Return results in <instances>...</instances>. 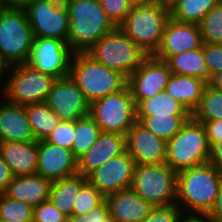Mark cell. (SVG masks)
I'll return each mask as SVG.
<instances>
[{
    "mask_svg": "<svg viewBox=\"0 0 222 222\" xmlns=\"http://www.w3.org/2000/svg\"><path fill=\"white\" fill-rule=\"evenodd\" d=\"M222 174L209 162L177 173L176 205L184 212L210 213Z\"/></svg>",
    "mask_w": 222,
    "mask_h": 222,
    "instance_id": "obj_1",
    "label": "cell"
},
{
    "mask_svg": "<svg viewBox=\"0 0 222 222\" xmlns=\"http://www.w3.org/2000/svg\"><path fill=\"white\" fill-rule=\"evenodd\" d=\"M68 11V45L75 53L86 52L116 26L108 18L99 0H63Z\"/></svg>",
    "mask_w": 222,
    "mask_h": 222,
    "instance_id": "obj_2",
    "label": "cell"
},
{
    "mask_svg": "<svg viewBox=\"0 0 222 222\" xmlns=\"http://www.w3.org/2000/svg\"><path fill=\"white\" fill-rule=\"evenodd\" d=\"M69 75L89 103L116 93L127 85L125 76L95 61L86 52L74 53Z\"/></svg>",
    "mask_w": 222,
    "mask_h": 222,
    "instance_id": "obj_3",
    "label": "cell"
},
{
    "mask_svg": "<svg viewBox=\"0 0 222 222\" xmlns=\"http://www.w3.org/2000/svg\"><path fill=\"white\" fill-rule=\"evenodd\" d=\"M170 18V9L162 2L132 5L124 21L118 26L146 53L152 55L159 48L163 31Z\"/></svg>",
    "mask_w": 222,
    "mask_h": 222,
    "instance_id": "obj_4",
    "label": "cell"
},
{
    "mask_svg": "<svg viewBox=\"0 0 222 222\" xmlns=\"http://www.w3.org/2000/svg\"><path fill=\"white\" fill-rule=\"evenodd\" d=\"M86 53L126 78L149 55L118 27L101 37Z\"/></svg>",
    "mask_w": 222,
    "mask_h": 222,
    "instance_id": "obj_5",
    "label": "cell"
},
{
    "mask_svg": "<svg viewBox=\"0 0 222 222\" xmlns=\"http://www.w3.org/2000/svg\"><path fill=\"white\" fill-rule=\"evenodd\" d=\"M210 158V146L202 123L192 117L167 142L166 164L176 173L206 164Z\"/></svg>",
    "mask_w": 222,
    "mask_h": 222,
    "instance_id": "obj_6",
    "label": "cell"
},
{
    "mask_svg": "<svg viewBox=\"0 0 222 222\" xmlns=\"http://www.w3.org/2000/svg\"><path fill=\"white\" fill-rule=\"evenodd\" d=\"M33 40L24 8L6 6L0 15V57L10 66L27 63Z\"/></svg>",
    "mask_w": 222,
    "mask_h": 222,
    "instance_id": "obj_7",
    "label": "cell"
},
{
    "mask_svg": "<svg viewBox=\"0 0 222 222\" xmlns=\"http://www.w3.org/2000/svg\"><path fill=\"white\" fill-rule=\"evenodd\" d=\"M55 78L41 73L28 63L12 65L0 96L7 102L27 106L43 103Z\"/></svg>",
    "mask_w": 222,
    "mask_h": 222,
    "instance_id": "obj_8",
    "label": "cell"
},
{
    "mask_svg": "<svg viewBox=\"0 0 222 222\" xmlns=\"http://www.w3.org/2000/svg\"><path fill=\"white\" fill-rule=\"evenodd\" d=\"M177 173L166 163L136 164L131 188L153 206L176 204Z\"/></svg>",
    "mask_w": 222,
    "mask_h": 222,
    "instance_id": "obj_9",
    "label": "cell"
},
{
    "mask_svg": "<svg viewBox=\"0 0 222 222\" xmlns=\"http://www.w3.org/2000/svg\"><path fill=\"white\" fill-rule=\"evenodd\" d=\"M89 115L102 132L126 136L137 121L136 105L128 85L90 103Z\"/></svg>",
    "mask_w": 222,
    "mask_h": 222,
    "instance_id": "obj_10",
    "label": "cell"
},
{
    "mask_svg": "<svg viewBox=\"0 0 222 222\" xmlns=\"http://www.w3.org/2000/svg\"><path fill=\"white\" fill-rule=\"evenodd\" d=\"M24 10L34 37L57 38L68 42L69 18L63 0H34Z\"/></svg>",
    "mask_w": 222,
    "mask_h": 222,
    "instance_id": "obj_11",
    "label": "cell"
},
{
    "mask_svg": "<svg viewBox=\"0 0 222 222\" xmlns=\"http://www.w3.org/2000/svg\"><path fill=\"white\" fill-rule=\"evenodd\" d=\"M74 53L64 40L34 37L27 63L45 75L63 78L70 74Z\"/></svg>",
    "mask_w": 222,
    "mask_h": 222,
    "instance_id": "obj_12",
    "label": "cell"
},
{
    "mask_svg": "<svg viewBox=\"0 0 222 222\" xmlns=\"http://www.w3.org/2000/svg\"><path fill=\"white\" fill-rule=\"evenodd\" d=\"M172 75L168 64L153 54L148 55L142 64L127 78L136 107L145 99L162 91Z\"/></svg>",
    "mask_w": 222,
    "mask_h": 222,
    "instance_id": "obj_13",
    "label": "cell"
},
{
    "mask_svg": "<svg viewBox=\"0 0 222 222\" xmlns=\"http://www.w3.org/2000/svg\"><path fill=\"white\" fill-rule=\"evenodd\" d=\"M44 103L62 121H75L89 114L90 103L70 75L54 80Z\"/></svg>",
    "mask_w": 222,
    "mask_h": 222,
    "instance_id": "obj_14",
    "label": "cell"
},
{
    "mask_svg": "<svg viewBox=\"0 0 222 222\" xmlns=\"http://www.w3.org/2000/svg\"><path fill=\"white\" fill-rule=\"evenodd\" d=\"M135 161L125 151L111 158L104 165L93 171L87 178L104 196L131 188Z\"/></svg>",
    "mask_w": 222,
    "mask_h": 222,
    "instance_id": "obj_15",
    "label": "cell"
},
{
    "mask_svg": "<svg viewBox=\"0 0 222 222\" xmlns=\"http://www.w3.org/2000/svg\"><path fill=\"white\" fill-rule=\"evenodd\" d=\"M126 151L135 164H164L167 142L136 121L126 134Z\"/></svg>",
    "mask_w": 222,
    "mask_h": 222,
    "instance_id": "obj_16",
    "label": "cell"
},
{
    "mask_svg": "<svg viewBox=\"0 0 222 222\" xmlns=\"http://www.w3.org/2000/svg\"><path fill=\"white\" fill-rule=\"evenodd\" d=\"M202 45L198 24L179 22L170 17L163 31L162 42L153 55L166 61L170 56L201 48Z\"/></svg>",
    "mask_w": 222,
    "mask_h": 222,
    "instance_id": "obj_17",
    "label": "cell"
},
{
    "mask_svg": "<svg viewBox=\"0 0 222 222\" xmlns=\"http://www.w3.org/2000/svg\"><path fill=\"white\" fill-rule=\"evenodd\" d=\"M77 173L78 163L72 150L45 140L38 141V175L55 181Z\"/></svg>",
    "mask_w": 222,
    "mask_h": 222,
    "instance_id": "obj_18",
    "label": "cell"
},
{
    "mask_svg": "<svg viewBox=\"0 0 222 222\" xmlns=\"http://www.w3.org/2000/svg\"><path fill=\"white\" fill-rule=\"evenodd\" d=\"M126 151V136L119 133L101 132L96 142L78 160V174L88 177L111 158Z\"/></svg>",
    "mask_w": 222,
    "mask_h": 222,
    "instance_id": "obj_19",
    "label": "cell"
},
{
    "mask_svg": "<svg viewBox=\"0 0 222 222\" xmlns=\"http://www.w3.org/2000/svg\"><path fill=\"white\" fill-rule=\"evenodd\" d=\"M110 218L114 222H142L154 207L127 188L105 196Z\"/></svg>",
    "mask_w": 222,
    "mask_h": 222,
    "instance_id": "obj_20",
    "label": "cell"
},
{
    "mask_svg": "<svg viewBox=\"0 0 222 222\" xmlns=\"http://www.w3.org/2000/svg\"><path fill=\"white\" fill-rule=\"evenodd\" d=\"M0 156L14 176L37 174L38 141H0Z\"/></svg>",
    "mask_w": 222,
    "mask_h": 222,
    "instance_id": "obj_21",
    "label": "cell"
},
{
    "mask_svg": "<svg viewBox=\"0 0 222 222\" xmlns=\"http://www.w3.org/2000/svg\"><path fill=\"white\" fill-rule=\"evenodd\" d=\"M2 100L0 101V141H34L25 106L9 103L3 98Z\"/></svg>",
    "mask_w": 222,
    "mask_h": 222,
    "instance_id": "obj_22",
    "label": "cell"
},
{
    "mask_svg": "<svg viewBox=\"0 0 222 222\" xmlns=\"http://www.w3.org/2000/svg\"><path fill=\"white\" fill-rule=\"evenodd\" d=\"M52 181L38 174L14 176L4 194L32 207L48 201Z\"/></svg>",
    "mask_w": 222,
    "mask_h": 222,
    "instance_id": "obj_23",
    "label": "cell"
},
{
    "mask_svg": "<svg viewBox=\"0 0 222 222\" xmlns=\"http://www.w3.org/2000/svg\"><path fill=\"white\" fill-rule=\"evenodd\" d=\"M208 82L203 79L173 74L166 85L165 92L183 104L192 114L198 107Z\"/></svg>",
    "mask_w": 222,
    "mask_h": 222,
    "instance_id": "obj_24",
    "label": "cell"
},
{
    "mask_svg": "<svg viewBox=\"0 0 222 222\" xmlns=\"http://www.w3.org/2000/svg\"><path fill=\"white\" fill-rule=\"evenodd\" d=\"M87 181V177L78 173L52 181L49 200L64 215L73 217L74 203L77 195Z\"/></svg>",
    "mask_w": 222,
    "mask_h": 222,
    "instance_id": "obj_25",
    "label": "cell"
},
{
    "mask_svg": "<svg viewBox=\"0 0 222 222\" xmlns=\"http://www.w3.org/2000/svg\"><path fill=\"white\" fill-rule=\"evenodd\" d=\"M165 62L173 74L197 77L208 82V72L202 47L170 56Z\"/></svg>",
    "mask_w": 222,
    "mask_h": 222,
    "instance_id": "obj_26",
    "label": "cell"
},
{
    "mask_svg": "<svg viewBox=\"0 0 222 222\" xmlns=\"http://www.w3.org/2000/svg\"><path fill=\"white\" fill-rule=\"evenodd\" d=\"M25 112L36 141L45 140L62 121L44 102L25 106Z\"/></svg>",
    "mask_w": 222,
    "mask_h": 222,
    "instance_id": "obj_27",
    "label": "cell"
},
{
    "mask_svg": "<svg viewBox=\"0 0 222 222\" xmlns=\"http://www.w3.org/2000/svg\"><path fill=\"white\" fill-rule=\"evenodd\" d=\"M190 118L191 115L168 114L137 116V121L154 135L168 142Z\"/></svg>",
    "mask_w": 222,
    "mask_h": 222,
    "instance_id": "obj_28",
    "label": "cell"
},
{
    "mask_svg": "<svg viewBox=\"0 0 222 222\" xmlns=\"http://www.w3.org/2000/svg\"><path fill=\"white\" fill-rule=\"evenodd\" d=\"M220 0H176L169 6L170 17L179 22L198 24Z\"/></svg>",
    "mask_w": 222,
    "mask_h": 222,
    "instance_id": "obj_29",
    "label": "cell"
},
{
    "mask_svg": "<svg viewBox=\"0 0 222 222\" xmlns=\"http://www.w3.org/2000/svg\"><path fill=\"white\" fill-rule=\"evenodd\" d=\"M137 116L191 115L186 107L165 91L143 100L137 107Z\"/></svg>",
    "mask_w": 222,
    "mask_h": 222,
    "instance_id": "obj_30",
    "label": "cell"
},
{
    "mask_svg": "<svg viewBox=\"0 0 222 222\" xmlns=\"http://www.w3.org/2000/svg\"><path fill=\"white\" fill-rule=\"evenodd\" d=\"M101 132L99 126L89 114L75 120L72 152L77 160L91 148Z\"/></svg>",
    "mask_w": 222,
    "mask_h": 222,
    "instance_id": "obj_31",
    "label": "cell"
},
{
    "mask_svg": "<svg viewBox=\"0 0 222 222\" xmlns=\"http://www.w3.org/2000/svg\"><path fill=\"white\" fill-rule=\"evenodd\" d=\"M191 117L195 121L222 120V90L214 89L207 84L200 103Z\"/></svg>",
    "mask_w": 222,
    "mask_h": 222,
    "instance_id": "obj_32",
    "label": "cell"
},
{
    "mask_svg": "<svg viewBox=\"0 0 222 222\" xmlns=\"http://www.w3.org/2000/svg\"><path fill=\"white\" fill-rule=\"evenodd\" d=\"M1 222H32L33 207L21 201H16L4 193H0Z\"/></svg>",
    "mask_w": 222,
    "mask_h": 222,
    "instance_id": "obj_33",
    "label": "cell"
},
{
    "mask_svg": "<svg viewBox=\"0 0 222 222\" xmlns=\"http://www.w3.org/2000/svg\"><path fill=\"white\" fill-rule=\"evenodd\" d=\"M198 25L203 43L222 44V4L212 8Z\"/></svg>",
    "mask_w": 222,
    "mask_h": 222,
    "instance_id": "obj_34",
    "label": "cell"
},
{
    "mask_svg": "<svg viewBox=\"0 0 222 222\" xmlns=\"http://www.w3.org/2000/svg\"><path fill=\"white\" fill-rule=\"evenodd\" d=\"M105 196L87 181L79 191L74 203L73 217L80 218L90 210L100 205Z\"/></svg>",
    "mask_w": 222,
    "mask_h": 222,
    "instance_id": "obj_35",
    "label": "cell"
},
{
    "mask_svg": "<svg viewBox=\"0 0 222 222\" xmlns=\"http://www.w3.org/2000/svg\"><path fill=\"white\" fill-rule=\"evenodd\" d=\"M74 135L75 121H61L45 141L72 150Z\"/></svg>",
    "mask_w": 222,
    "mask_h": 222,
    "instance_id": "obj_36",
    "label": "cell"
},
{
    "mask_svg": "<svg viewBox=\"0 0 222 222\" xmlns=\"http://www.w3.org/2000/svg\"><path fill=\"white\" fill-rule=\"evenodd\" d=\"M108 18L118 27L131 11L132 4L129 0H99Z\"/></svg>",
    "mask_w": 222,
    "mask_h": 222,
    "instance_id": "obj_37",
    "label": "cell"
},
{
    "mask_svg": "<svg viewBox=\"0 0 222 222\" xmlns=\"http://www.w3.org/2000/svg\"><path fill=\"white\" fill-rule=\"evenodd\" d=\"M202 50L208 72V82L210 78L222 71V44L203 43Z\"/></svg>",
    "mask_w": 222,
    "mask_h": 222,
    "instance_id": "obj_38",
    "label": "cell"
},
{
    "mask_svg": "<svg viewBox=\"0 0 222 222\" xmlns=\"http://www.w3.org/2000/svg\"><path fill=\"white\" fill-rule=\"evenodd\" d=\"M67 218L50 200L33 207L32 222H64Z\"/></svg>",
    "mask_w": 222,
    "mask_h": 222,
    "instance_id": "obj_39",
    "label": "cell"
},
{
    "mask_svg": "<svg viewBox=\"0 0 222 222\" xmlns=\"http://www.w3.org/2000/svg\"><path fill=\"white\" fill-rule=\"evenodd\" d=\"M182 210L176 205L154 206L142 222H178Z\"/></svg>",
    "mask_w": 222,
    "mask_h": 222,
    "instance_id": "obj_40",
    "label": "cell"
},
{
    "mask_svg": "<svg viewBox=\"0 0 222 222\" xmlns=\"http://www.w3.org/2000/svg\"><path fill=\"white\" fill-rule=\"evenodd\" d=\"M80 222H114L109 215L106 200L79 218Z\"/></svg>",
    "mask_w": 222,
    "mask_h": 222,
    "instance_id": "obj_41",
    "label": "cell"
},
{
    "mask_svg": "<svg viewBox=\"0 0 222 222\" xmlns=\"http://www.w3.org/2000/svg\"><path fill=\"white\" fill-rule=\"evenodd\" d=\"M203 124L207 141L210 148L217 143L218 141L222 140V120L217 121H198Z\"/></svg>",
    "mask_w": 222,
    "mask_h": 222,
    "instance_id": "obj_42",
    "label": "cell"
},
{
    "mask_svg": "<svg viewBox=\"0 0 222 222\" xmlns=\"http://www.w3.org/2000/svg\"><path fill=\"white\" fill-rule=\"evenodd\" d=\"M14 175L10 169V166L0 156V193H4L8 187V184L13 180Z\"/></svg>",
    "mask_w": 222,
    "mask_h": 222,
    "instance_id": "obj_43",
    "label": "cell"
},
{
    "mask_svg": "<svg viewBox=\"0 0 222 222\" xmlns=\"http://www.w3.org/2000/svg\"><path fill=\"white\" fill-rule=\"evenodd\" d=\"M178 222H216L209 213L182 211Z\"/></svg>",
    "mask_w": 222,
    "mask_h": 222,
    "instance_id": "obj_44",
    "label": "cell"
},
{
    "mask_svg": "<svg viewBox=\"0 0 222 222\" xmlns=\"http://www.w3.org/2000/svg\"><path fill=\"white\" fill-rule=\"evenodd\" d=\"M209 163L222 174V140L210 148Z\"/></svg>",
    "mask_w": 222,
    "mask_h": 222,
    "instance_id": "obj_45",
    "label": "cell"
},
{
    "mask_svg": "<svg viewBox=\"0 0 222 222\" xmlns=\"http://www.w3.org/2000/svg\"><path fill=\"white\" fill-rule=\"evenodd\" d=\"M209 214L216 222H222V182L215 205Z\"/></svg>",
    "mask_w": 222,
    "mask_h": 222,
    "instance_id": "obj_46",
    "label": "cell"
},
{
    "mask_svg": "<svg viewBox=\"0 0 222 222\" xmlns=\"http://www.w3.org/2000/svg\"><path fill=\"white\" fill-rule=\"evenodd\" d=\"M208 84L214 89L222 90V71L214 74Z\"/></svg>",
    "mask_w": 222,
    "mask_h": 222,
    "instance_id": "obj_47",
    "label": "cell"
},
{
    "mask_svg": "<svg viewBox=\"0 0 222 222\" xmlns=\"http://www.w3.org/2000/svg\"><path fill=\"white\" fill-rule=\"evenodd\" d=\"M10 65L5 61L3 60L1 57H0V81H1V85H2V79H4L5 77V82L7 83V77H8V73H9V69H10ZM5 76V77H4Z\"/></svg>",
    "mask_w": 222,
    "mask_h": 222,
    "instance_id": "obj_48",
    "label": "cell"
},
{
    "mask_svg": "<svg viewBox=\"0 0 222 222\" xmlns=\"http://www.w3.org/2000/svg\"><path fill=\"white\" fill-rule=\"evenodd\" d=\"M6 5L9 7H19L24 8L28 3L34 0H4Z\"/></svg>",
    "mask_w": 222,
    "mask_h": 222,
    "instance_id": "obj_49",
    "label": "cell"
},
{
    "mask_svg": "<svg viewBox=\"0 0 222 222\" xmlns=\"http://www.w3.org/2000/svg\"><path fill=\"white\" fill-rule=\"evenodd\" d=\"M132 5H146L159 2V0H129Z\"/></svg>",
    "mask_w": 222,
    "mask_h": 222,
    "instance_id": "obj_50",
    "label": "cell"
},
{
    "mask_svg": "<svg viewBox=\"0 0 222 222\" xmlns=\"http://www.w3.org/2000/svg\"><path fill=\"white\" fill-rule=\"evenodd\" d=\"M176 0H159V2H162L165 6H170L172 3H174Z\"/></svg>",
    "mask_w": 222,
    "mask_h": 222,
    "instance_id": "obj_51",
    "label": "cell"
},
{
    "mask_svg": "<svg viewBox=\"0 0 222 222\" xmlns=\"http://www.w3.org/2000/svg\"><path fill=\"white\" fill-rule=\"evenodd\" d=\"M64 222H80V219L76 217H68Z\"/></svg>",
    "mask_w": 222,
    "mask_h": 222,
    "instance_id": "obj_52",
    "label": "cell"
},
{
    "mask_svg": "<svg viewBox=\"0 0 222 222\" xmlns=\"http://www.w3.org/2000/svg\"><path fill=\"white\" fill-rule=\"evenodd\" d=\"M6 3L4 0H0V15L3 12V10L6 8Z\"/></svg>",
    "mask_w": 222,
    "mask_h": 222,
    "instance_id": "obj_53",
    "label": "cell"
}]
</instances>
